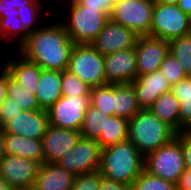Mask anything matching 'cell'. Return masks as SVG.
I'll return each mask as SVG.
<instances>
[{
    "label": "cell",
    "instance_id": "obj_1",
    "mask_svg": "<svg viewBox=\"0 0 191 190\" xmlns=\"http://www.w3.org/2000/svg\"><path fill=\"white\" fill-rule=\"evenodd\" d=\"M50 15V20L47 19L39 29L29 33L16 51L41 69L64 71L68 69L75 44L69 38L63 23L54 15L52 17L51 13Z\"/></svg>",
    "mask_w": 191,
    "mask_h": 190
},
{
    "label": "cell",
    "instance_id": "obj_2",
    "mask_svg": "<svg viewBox=\"0 0 191 190\" xmlns=\"http://www.w3.org/2000/svg\"><path fill=\"white\" fill-rule=\"evenodd\" d=\"M144 167L145 157L130 140L102 148L99 172L107 179L131 187Z\"/></svg>",
    "mask_w": 191,
    "mask_h": 190
},
{
    "label": "cell",
    "instance_id": "obj_3",
    "mask_svg": "<svg viewBox=\"0 0 191 190\" xmlns=\"http://www.w3.org/2000/svg\"><path fill=\"white\" fill-rule=\"evenodd\" d=\"M59 9L66 11L60 14L61 17L59 15L58 20L63 23L74 44L91 43L109 21V13L100 8L86 7L79 0H65L57 12Z\"/></svg>",
    "mask_w": 191,
    "mask_h": 190
},
{
    "label": "cell",
    "instance_id": "obj_4",
    "mask_svg": "<svg viewBox=\"0 0 191 190\" xmlns=\"http://www.w3.org/2000/svg\"><path fill=\"white\" fill-rule=\"evenodd\" d=\"M176 132L150 109H140L128 120V140L145 157L175 138Z\"/></svg>",
    "mask_w": 191,
    "mask_h": 190
},
{
    "label": "cell",
    "instance_id": "obj_5",
    "mask_svg": "<svg viewBox=\"0 0 191 190\" xmlns=\"http://www.w3.org/2000/svg\"><path fill=\"white\" fill-rule=\"evenodd\" d=\"M144 170L176 185L185 170L179 140L175 137L159 149L148 153L145 156Z\"/></svg>",
    "mask_w": 191,
    "mask_h": 190
},
{
    "label": "cell",
    "instance_id": "obj_6",
    "mask_svg": "<svg viewBox=\"0 0 191 190\" xmlns=\"http://www.w3.org/2000/svg\"><path fill=\"white\" fill-rule=\"evenodd\" d=\"M89 87L105 85L104 56L91 43L75 44L72 48L68 69Z\"/></svg>",
    "mask_w": 191,
    "mask_h": 190
},
{
    "label": "cell",
    "instance_id": "obj_7",
    "mask_svg": "<svg viewBox=\"0 0 191 190\" xmlns=\"http://www.w3.org/2000/svg\"><path fill=\"white\" fill-rule=\"evenodd\" d=\"M154 0H117L109 20L133 30L138 36L150 35Z\"/></svg>",
    "mask_w": 191,
    "mask_h": 190
},
{
    "label": "cell",
    "instance_id": "obj_8",
    "mask_svg": "<svg viewBox=\"0 0 191 190\" xmlns=\"http://www.w3.org/2000/svg\"><path fill=\"white\" fill-rule=\"evenodd\" d=\"M191 33V17L177 5L155 3L150 36L170 41Z\"/></svg>",
    "mask_w": 191,
    "mask_h": 190
},
{
    "label": "cell",
    "instance_id": "obj_9",
    "mask_svg": "<svg viewBox=\"0 0 191 190\" xmlns=\"http://www.w3.org/2000/svg\"><path fill=\"white\" fill-rule=\"evenodd\" d=\"M90 104V95L62 96L47 110L49 124L80 131Z\"/></svg>",
    "mask_w": 191,
    "mask_h": 190
},
{
    "label": "cell",
    "instance_id": "obj_10",
    "mask_svg": "<svg viewBox=\"0 0 191 190\" xmlns=\"http://www.w3.org/2000/svg\"><path fill=\"white\" fill-rule=\"evenodd\" d=\"M101 151L96 140L81 137L76 146L57 160L56 164L74 175L99 171Z\"/></svg>",
    "mask_w": 191,
    "mask_h": 190
},
{
    "label": "cell",
    "instance_id": "obj_11",
    "mask_svg": "<svg viewBox=\"0 0 191 190\" xmlns=\"http://www.w3.org/2000/svg\"><path fill=\"white\" fill-rule=\"evenodd\" d=\"M40 165L29 158L5 155L0 161V176L13 190L32 188Z\"/></svg>",
    "mask_w": 191,
    "mask_h": 190
},
{
    "label": "cell",
    "instance_id": "obj_12",
    "mask_svg": "<svg viewBox=\"0 0 191 190\" xmlns=\"http://www.w3.org/2000/svg\"><path fill=\"white\" fill-rule=\"evenodd\" d=\"M137 76L158 71L168 53V41L150 35L138 36L136 44Z\"/></svg>",
    "mask_w": 191,
    "mask_h": 190
},
{
    "label": "cell",
    "instance_id": "obj_13",
    "mask_svg": "<svg viewBox=\"0 0 191 190\" xmlns=\"http://www.w3.org/2000/svg\"><path fill=\"white\" fill-rule=\"evenodd\" d=\"M138 35L129 28L109 20L91 45L103 56L135 48Z\"/></svg>",
    "mask_w": 191,
    "mask_h": 190
},
{
    "label": "cell",
    "instance_id": "obj_14",
    "mask_svg": "<svg viewBox=\"0 0 191 190\" xmlns=\"http://www.w3.org/2000/svg\"><path fill=\"white\" fill-rule=\"evenodd\" d=\"M7 51L2 53L4 55L2 56L3 58L0 57V65L23 88L36 94L42 69L36 63L24 58L16 50H13L15 53Z\"/></svg>",
    "mask_w": 191,
    "mask_h": 190
},
{
    "label": "cell",
    "instance_id": "obj_15",
    "mask_svg": "<svg viewBox=\"0 0 191 190\" xmlns=\"http://www.w3.org/2000/svg\"><path fill=\"white\" fill-rule=\"evenodd\" d=\"M106 83H131L137 77L136 50L128 48L104 56Z\"/></svg>",
    "mask_w": 191,
    "mask_h": 190
},
{
    "label": "cell",
    "instance_id": "obj_16",
    "mask_svg": "<svg viewBox=\"0 0 191 190\" xmlns=\"http://www.w3.org/2000/svg\"><path fill=\"white\" fill-rule=\"evenodd\" d=\"M48 113L45 110L24 111L12 117L3 127V134L20 135L33 139H42L49 126Z\"/></svg>",
    "mask_w": 191,
    "mask_h": 190
},
{
    "label": "cell",
    "instance_id": "obj_17",
    "mask_svg": "<svg viewBox=\"0 0 191 190\" xmlns=\"http://www.w3.org/2000/svg\"><path fill=\"white\" fill-rule=\"evenodd\" d=\"M80 131L49 125L42 137L44 163H56L69 152L81 138Z\"/></svg>",
    "mask_w": 191,
    "mask_h": 190
},
{
    "label": "cell",
    "instance_id": "obj_18",
    "mask_svg": "<svg viewBox=\"0 0 191 190\" xmlns=\"http://www.w3.org/2000/svg\"><path fill=\"white\" fill-rule=\"evenodd\" d=\"M131 83L140 109H149L159 96L171 89L170 83L160 70L137 76Z\"/></svg>",
    "mask_w": 191,
    "mask_h": 190
},
{
    "label": "cell",
    "instance_id": "obj_19",
    "mask_svg": "<svg viewBox=\"0 0 191 190\" xmlns=\"http://www.w3.org/2000/svg\"><path fill=\"white\" fill-rule=\"evenodd\" d=\"M76 175L56 163L40 165L33 188L35 190H71Z\"/></svg>",
    "mask_w": 191,
    "mask_h": 190
},
{
    "label": "cell",
    "instance_id": "obj_20",
    "mask_svg": "<svg viewBox=\"0 0 191 190\" xmlns=\"http://www.w3.org/2000/svg\"><path fill=\"white\" fill-rule=\"evenodd\" d=\"M35 96L39 108L45 111L59 100L62 97L61 71L42 69Z\"/></svg>",
    "mask_w": 191,
    "mask_h": 190
},
{
    "label": "cell",
    "instance_id": "obj_21",
    "mask_svg": "<svg viewBox=\"0 0 191 190\" xmlns=\"http://www.w3.org/2000/svg\"><path fill=\"white\" fill-rule=\"evenodd\" d=\"M5 154L29 158L44 163L41 139H33L20 135L4 134Z\"/></svg>",
    "mask_w": 191,
    "mask_h": 190
},
{
    "label": "cell",
    "instance_id": "obj_22",
    "mask_svg": "<svg viewBox=\"0 0 191 190\" xmlns=\"http://www.w3.org/2000/svg\"><path fill=\"white\" fill-rule=\"evenodd\" d=\"M139 110L132 83L113 84V115L129 120Z\"/></svg>",
    "mask_w": 191,
    "mask_h": 190
},
{
    "label": "cell",
    "instance_id": "obj_23",
    "mask_svg": "<svg viewBox=\"0 0 191 190\" xmlns=\"http://www.w3.org/2000/svg\"><path fill=\"white\" fill-rule=\"evenodd\" d=\"M149 109L176 133L180 132L179 100L171 92L159 96Z\"/></svg>",
    "mask_w": 191,
    "mask_h": 190
},
{
    "label": "cell",
    "instance_id": "obj_24",
    "mask_svg": "<svg viewBox=\"0 0 191 190\" xmlns=\"http://www.w3.org/2000/svg\"><path fill=\"white\" fill-rule=\"evenodd\" d=\"M28 35L29 33L24 29L18 15L0 18V41L2 40L0 45L1 43L4 44V50H6V45V48H11L12 44V47L17 50L18 47L27 39ZM8 45L10 47H8Z\"/></svg>",
    "mask_w": 191,
    "mask_h": 190
},
{
    "label": "cell",
    "instance_id": "obj_25",
    "mask_svg": "<svg viewBox=\"0 0 191 190\" xmlns=\"http://www.w3.org/2000/svg\"><path fill=\"white\" fill-rule=\"evenodd\" d=\"M170 92L179 100L180 132L191 129V76L174 85Z\"/></svg>",
    "mask_w": 191,
    "mask_h": 190
},
{
    "label": "cell",
    "instance_id": "obj_26",
    "mask_svg": "<svg viewBox=\"0 0 191 190\" xmlns=\"http://www.w3.org/2000/svg\"><path fill=\"white\" fill-rule=\"evenodd\" d=\"M126 140H128V119L112 115L106 118L105 132H101L96 142L101 148H106Z\"/></svg>",
    "mask_w": 191,
    "mask_h": 190
},
{
    "label": "cell",
    "instance_id": "obj_27",
    "mask_svg": "<svg viewBox=\"0 0 191 190\" xmlns=\"http://www.w3.org/2000/svg\"><path fill=\"white\" fill-rule=\"evenodd\" d=\"M106 118H109V115L90 104L80 129L81 136L85 139L97 140L101 132H105Z\"/></svg>",
    "mask_w": 191,
    "mask_h": 190
},
{
    "label": "cell",
    "instance_id": "obj_28",
    "mask_svg": "<svg viewBox=\"0 0 191 190\" xmlns=\"http://www.w3.org/2000/svg\"><path fill=\"white\" fill-rule=\"evenodd\" d=\"M49 9L50 7H48L47 5H25L17 8V11L18 17L21 20L24 29L28 33H32L39 29L43 25L42 23H45L44 21L49 18L48 16L50 15L47 14L51 11V9ZM42 15L44 16L45 20L42 18Z\"/></svg>",
    "mask_w": 191,
    "mask_h": 190
},
{
    "label": "cell",
    "instance_id": "obj_29",
    "mask_svg": "<svg viewBox=\"0 0 191 190\" xmlns=\"http://www.w3.org/2000/svg\"><path fill=\"white\" fill-rule=\"evenodd\" d=\"M7 98L24 111L40 110L35 94L27 91L7 73Z\"/></svg>",
    "mask_w": 191,
    "mask_h": 190
},
{
    "label": "cell",
    "instance_id": "obj_30",
    "mask_svg": "<svg viewBox=\"0 0 191 190\" xmlns=\"http://www.w3.org/2000/svg\"><path fill=\"white\" fill-rule=\"evenodd\" d=\"M168 52L176 58L186 76H191V33L168 41Z\"/></svg>",
    "mask_w": 191,
    "mask_h": 190
},
{
    "label": "cell",
    "instance_id": "obj_31",
    "mask_svg": "<svg viewBox=\"0 0 191 190\" xmlns=\"http://www.w3.org/2000/svg\"><path fill=\"white\" fill-rule=\"evenodd\" d=\"M90 103L109 116L113 115V84L91 88Z\"/></svg>",
    "mask_w": 191,
    "mask_h": 190
},
{
    "label": "cell",
    "instance_id": "obj_32",
    "mask_svg": "<svg viewBox=\"0 0 191 190\" xmlns=\"http://www.w3.org/2000/svg\"><path fill=\"white\" fill-rule=\"evenodd\" d=\"M62 96L90 95L91 87L69 70L61 71Z\"/></svg>",
    "mask_w": 191,
    "mask_h": 190
},
{
    "label": "cell",
    "instance_id": "obj_33",
    "mask_svg": "<svg viewBox=\"0 0 191 190\" xmlns=\"http://www.w3.org/2000/svg\"><path fill=\"white\" fill-rule=\"evenodd\" d=\"M131 190H176V185L143 171L133 182Z\"/></svg>",
    "mask_w": 191,
    "mask_h": 190
},
{
    "label": "cell",
    "instance_id": "obj_34",
    "mask_svg": "<svg viewBox=\"0 0 191 190\" xmlns=\"http://www.w3.org/2000/svg\"><path fill=\"white\" fill-rule=\"evenodd\" d=\"M159 70L165 75L170 85H174L187 77L179 62L169 52L165 55Z\"/></svg>",
    "mask_w": 191,
    "mask_h": 190
},
{
    "label": "cell",
    "instance_id": "obj_35",
    "mask_svg": "<svg viewBox=\"0 0 191 190\" xmlns=\"http://www.w3.org/2000/svg\"><path fill=\"white\" fill-rule=\"evenodd\" d=\"M101 176L99 171L76 175L71 190H99Z\"/></svg>",
    "mask_w": 191,
    "mask_h": 190
},
{
    "label": "cell",
    "instance_id": "obj_36",
    "mask_svg": "<svg viewBox=\"0 0 191 190\" xmlns=\"http://www.w3.org/2000/svg\"><path fill=\"white\" fill-rule=\"evenodd\" d=\"M20 112H22L21 107L12 102V98H6L0 105V128Z\"/></svg>",
    "mask_w": 191,
    "mask_h": 190
},
{
    "label": "cell",
    "instance_id": "obj_37",
    "mask_svg": "<svg viewBox=\"0 0 191 190\" xmlns=\"http://www.w3.org/2000/svg\"><path fill=\"white\" fill-rule=\"evenodd\" d=\"M175 137L182 147L185 169H191V130L176 133Z\"/></svg>",
    "mask_w": 191,
    "mask_h": 190
},
{
    "label": "cell",
    "instance_id": "obj_38",
    "mask_svg": "<svg viewBox=\"0 0 191 190\" xmlns=\"http://www.w3.org/2000/svg\"><path fill=\"white\" fill-rule=\"evenodd\" d=\"M84 6L92 8H100L105 13H110L112 5L117 0H79Z\"/></svg>",
    "mask_w": 191,
    "mask_h": 190
},
{
    "label": "cell",
    "instance_id": "obj_39",
    "mask_svg": "<svg viewBox=\"0 0 191 190\" xmlns=\"http://www.w3.org/2000/svg\"><path fill=\"white\" fill-rule=\"evenodd\" d=\"M18 15L15 0H0V18Z\"/></svg>",
    "mask_w": 191,
    "mask_h": 190
},
{
    "label": "cell",
    "instance_id": "obj_40",
    "mask_svg": "<svg viewBox=\"0 0 191 190\" xmlns=\"http://www.w3.org/2000/svg\"><path fill=\"white\" fill-rule=\"evenodd\" d=\"M99 190H131V187L114 180H110L101 176L100 189Z\"/></svg>",
    "mask_w": 191,
    "mask_h": 190
},
{
    "label": "cell",
    "instance_id": "obj_41",
    "mask_svg": "<svg viewBox=\"0 0 191 190\" xmlns=\"http://www.w3.org/2000/svg\"><path fill=\"white\" fill-rule=\"evenodd\" d=\"M176 190H191V169H185L176 184Z\"/></svg>",
    "mask_w": 191,
    "mask_h": 190
},
{
    "label": "cell",
    "instance_id": "obj_42",
    "mask_svg": "<svg viewBox=\"0 0 191 190\" xmlns=\"http://www.w3.org/2000/svg\"><path fill=\"white\" fill-rule=\"evenodd\" d=\"M7 98V72L0 65V105Z\"/></svg>",
    "mask_w": 191,
    "mask_h": 190
},
{
    "label": "cell",
    "instance_id": "obj_43",
    "mask_svg": "<svg viewBox=\"0 0 191 190\" xmlns=\"http://www.w3.org/2000/svg\"><path fill=\"white\" fill-rule=\"evenodd\" d=\"M178 8L191 17V0H179Z\"/></svg>",
    "mask_w": 191,
    "mask_h": 190
},
{
    "label": "cell",
    "instance_id": "obj_44",
    "mask_svg": "<svg viewBox=\"0 0 191 190\" xmlns=\"http://www.w3.org/2000/svg\"><path fill=\"white\" fill-rule=\"evenodd\" d=\"M17 8L25 5H46L41 0H15Z\"/></svg>",
    "mask_w": 191,
    "mask_h": 190
},
{
    "label": "cell",
    "instance_id": "obj_45",
    "mask_svg": "<svg viewBox=\"0 0 191 190\" xmlns=\"http://www.w3.org/2000/svg\"><path fill=\"white\" fill-rule=\"evenodd\" d=\"M41 1H43L48 7L50 6V8L52 9V12L55 10V12H53V14L54 13L56 14L57 7L60 6L65 0H41ZM52 6H54L56 9Z\"/></svg>",
    "mask_w": 191,
    "mask_h": 190
},
{
    "label": "cell",
    "instance_id": "obj_46",
    "mask_svg": "<svg viewBox=\"0 0 191 190\" xmlns=\"http://www.w3.org/2000/svg\"><path fill=\"white\" fill-rule=\"evenodd\" d=\"M5 155L4 134L2 128H0V161L4 158Z\"/></svg>",
    "mask_w": 191,
    "mask_h": 190
},
{
    "label": "cell",
    "instance_id": "obj_47",
    "mask_svg": "<svg viewBox=\"0 0 191 190\" xmlns=\"http://www.w3.org/2000/svg\"><path fill=\"white\" fill-rule=\"evenodd\" d=\"M0 190H13L1 176H0Z\"/></svg>",
    "mask_w": 191,
    "mask_h": 190
},
{
    "label": "cell",
    "instance_id": "obj_48",
    "mask_svg": "<svg viewBox=\"0 0 191 190\" xmlns=\"http://www.w3.org/2000/svg\"><path fill=\"white\" fill-rule=\"evenodd\" d=\"M155 3L177 5L179 0H154Z\"/></svg>",
    "mask_w": 191,
    "mask_h": 190
},
{
    "label": "cell",
    "instance_id": "obj_49",
    "mask_svg": "<svg viewBox=\"0 0 191 190\" xmlns=\"http://www.w3.org/2000/svg\"><path fill=\"white\" fill-rule=\"evenodd\" d=\"M16 190H35V189L32 187V188H23V189H16Z\"/></svg>",
    "mask_w": 191,
    "mask_h": 190
}]
</instances>
